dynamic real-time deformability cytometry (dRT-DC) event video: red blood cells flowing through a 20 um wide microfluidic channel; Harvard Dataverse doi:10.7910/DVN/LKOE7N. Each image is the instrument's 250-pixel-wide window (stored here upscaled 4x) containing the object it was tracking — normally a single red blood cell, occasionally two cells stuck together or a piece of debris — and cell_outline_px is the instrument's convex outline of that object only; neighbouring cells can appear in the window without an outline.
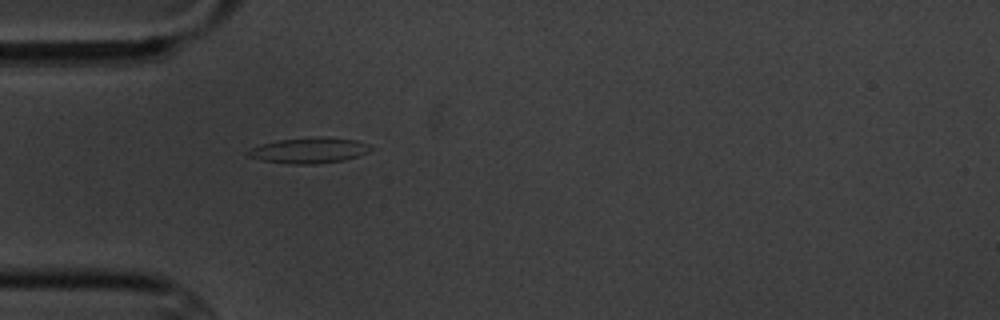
{"species": "common noctule bat (a hibernating species)", "species_latin": "Nyctalus noctula", "temperature_condition": "cold", "stored_images_in_passage": 1, "camera_frame_rate_fps": 3000, "um_per_image_px": 0.085, "animal": {"sex": "male", "body_mass_g": 20.1, "forearm_length_mm": 53.5}, "frame": {"image": 1, "passage_image": 1, "time_ms": 0.0, "image_size_px": [1000, 320], "cell_outline_px": [[376, 148], [368, 152], [344, 160], [312, 164], [292, 164], [260, 160], [248, 156], [248, 152], [252, 148], [260, 144], [280, 140], [316, 136], [328, 136], [356, 140], [368, 144]], "centroid_in_image_um": [26.32, 12.77], "position_along_channel_um": 58.7, "area_um2": 18.38}}